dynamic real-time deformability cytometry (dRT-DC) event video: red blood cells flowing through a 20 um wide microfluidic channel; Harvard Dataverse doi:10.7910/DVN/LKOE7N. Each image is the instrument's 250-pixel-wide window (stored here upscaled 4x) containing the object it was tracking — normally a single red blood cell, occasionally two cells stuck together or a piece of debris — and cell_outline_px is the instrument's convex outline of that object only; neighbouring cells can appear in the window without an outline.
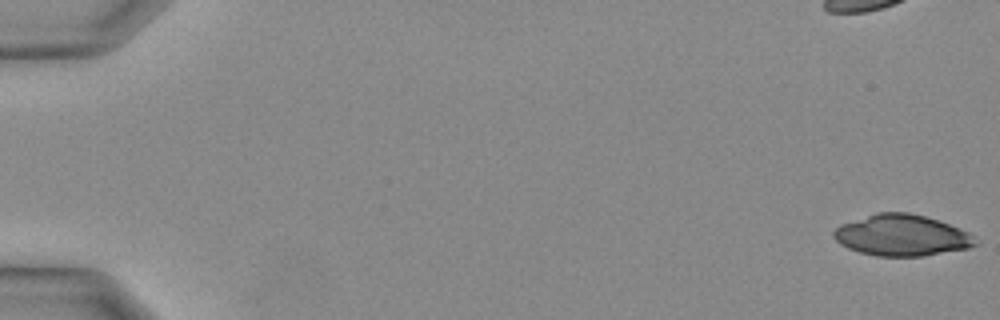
{"species": "Egyptian fruit bat (a non-hibernating species)", "species_latin": "Rousettus aegyptiacus", "temperature_condition": "warm", "stored_images_in_passage": 5, "camera_frame_rate_fps": 3000, "um_per_image_px": 0.085, "animal": {"sex": "female"}, "frame": {"image": 1, "passage_image": 1, "time_ms": 0.0, "image_size_px": [1000, 320], "cell_outline_px": [[980, 244], [968, 248], [924, 256], [876, 256], [860, 252], [848, 248], [840, 244], [832, 236], [832, 232], [840, 224], [876, 212], [908, 212], [924, 216], [960, 228], [968, 232]], "centroid_in_image_um": [76.63, 20.0], "position_along_channel_um": 8.4, "area_um2": 34.04}}